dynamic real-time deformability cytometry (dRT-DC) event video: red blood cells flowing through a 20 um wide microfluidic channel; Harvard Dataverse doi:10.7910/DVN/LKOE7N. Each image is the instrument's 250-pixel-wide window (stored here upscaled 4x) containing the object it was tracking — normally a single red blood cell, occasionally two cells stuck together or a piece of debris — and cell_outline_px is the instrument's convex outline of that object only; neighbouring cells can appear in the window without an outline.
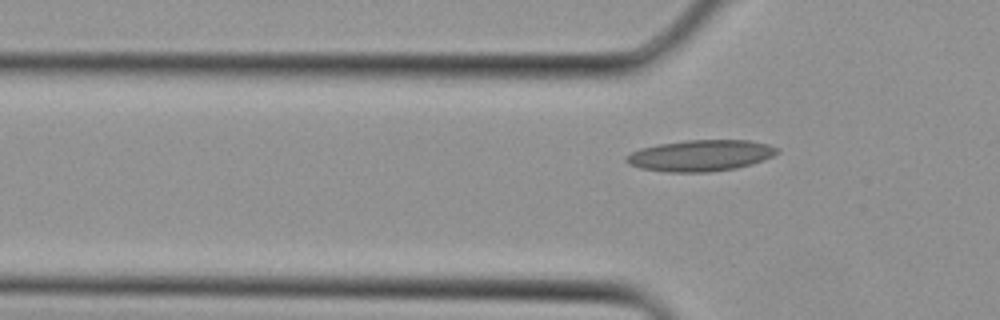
{"species": "Egyptian fruit bat (a non-hibernating species)", "species_latin": "Rousettus aegyptiacus", "temperature_condition": "cold", "stored_images_in_passage": 2, "camera_frame_rate_fps": 3000, "um_per_image_px": 0.085, "animal": {"sex": "female"}, "frame": {"image": 1, "passage_image": 2, "time_ms": 0.333, "image_size_px": [1000, 320], "cell_outline_px": [[780, 152], [764, 160], [752, 164], [736, 168], [708, 172], [668, 172], [640, 168], [628, 164], [624, 160], [624, 156], [640, 148], [656, 144], [688, 140], [748, 140], [768, 144], [780, 148]], "centroid_in_image_um": [59.54, 13.22], "position_along_channel_um": 66.3, "area_um2": 27.69}}